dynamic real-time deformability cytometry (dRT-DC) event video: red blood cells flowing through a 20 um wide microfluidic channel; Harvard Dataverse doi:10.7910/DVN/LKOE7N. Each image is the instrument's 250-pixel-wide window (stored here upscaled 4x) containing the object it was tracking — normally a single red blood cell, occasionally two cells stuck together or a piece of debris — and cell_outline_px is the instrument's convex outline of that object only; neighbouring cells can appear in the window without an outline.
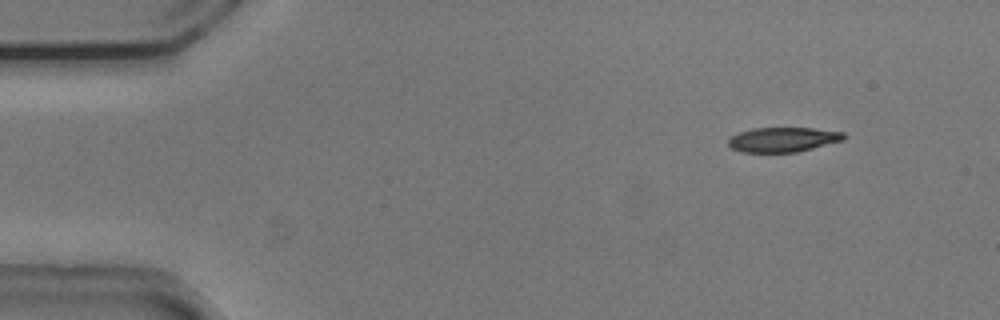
{"species": "common noctule bat (a hibernating species)", "species_latin": "Nyctalus noctula", "temperature_condition": "cold", "stored_images_in_passage": 12, "camera_frame_rate_fps": 3000, "um_per_image_px": 0.085, "animal": {"sex": "male", "body_mass_g": 20.5, "forearm_length_mm": 52.5}, "frame": {"image": 1, "passage_image": 6, "time_ms": 1.667, "image_size_px": [1000, 320], "cell_outline_px": [[848, 136], [844, 140], [796, 152], [744, 152], [732, 148], [728, 144], [728, 140], [732, 136], [740, 132], [752, 128], [812, 128], [844, 132]], "centroid_in_image_um": [66.59, 11.86], "position_along_channel_um": 18.4, "area_um2": 16.53}}